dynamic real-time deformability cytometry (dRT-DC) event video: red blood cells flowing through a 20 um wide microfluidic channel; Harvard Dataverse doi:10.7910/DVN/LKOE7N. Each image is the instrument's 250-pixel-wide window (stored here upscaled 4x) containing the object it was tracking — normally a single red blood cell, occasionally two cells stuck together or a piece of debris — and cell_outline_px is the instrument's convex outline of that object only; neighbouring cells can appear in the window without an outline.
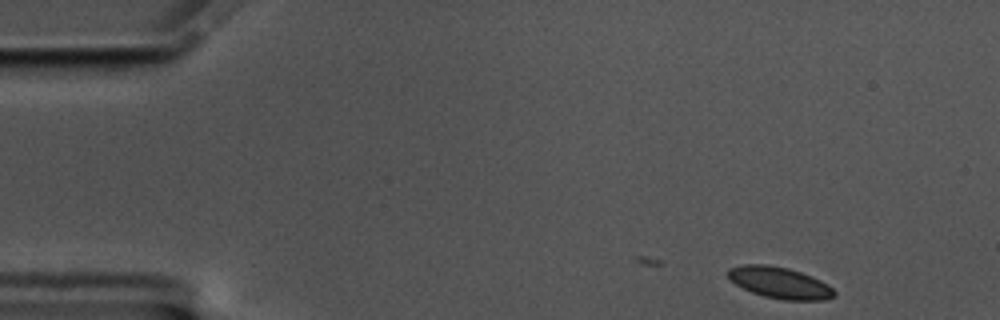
{"species": "common noctule bat (a hibernating species)", "species_latin": "Nyctalus noctula", "temperature_condition": "cold", "stored_images_in_passage": 53, "camera_frame_rate_fps": 3000, "um_per_image_px": 0.085, "animal": {"sex": "male", "body_mass_g": 17.5, "forearm_length_mm": 52.3}, "frame": {"image": 1, "passage_image": 1, "time_ms": 0.0, "image_size_px": [1000, 320], "cell_outline_px": [[836, 296], [824, 300], [784, 300], [764, 296], [752, 292], [736, 284], [728, 276], [728, 268], [744, 264], [764, 264], [788, 268], [812, 276], [828, 284], [836, 292]], "centroid_in_image_um": [66.31, 24.03], "position_along_channel_um": 18.7, "area_um2": 19.36}}
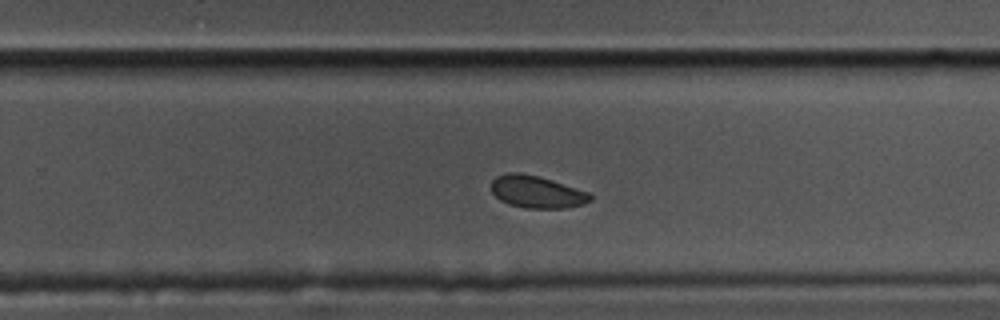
{"frame": {"image": 2, "passage_image": 32, "time_ms": 10.333, "image_size_px": [1000, 320], "cell_outline_px": [[592, 200], [584, 204], [564, 208], [524, 208], [508, 204], [500, 200], [492, 192], [492, 180], [496, 176], [508, 172], [520, 172], [552, 180], [588, 192], [592, 196]], "centroid_in_image_um": [45.61, 16.31], "position_along_channel_um": 284.2, "area_um2": 18.55}}
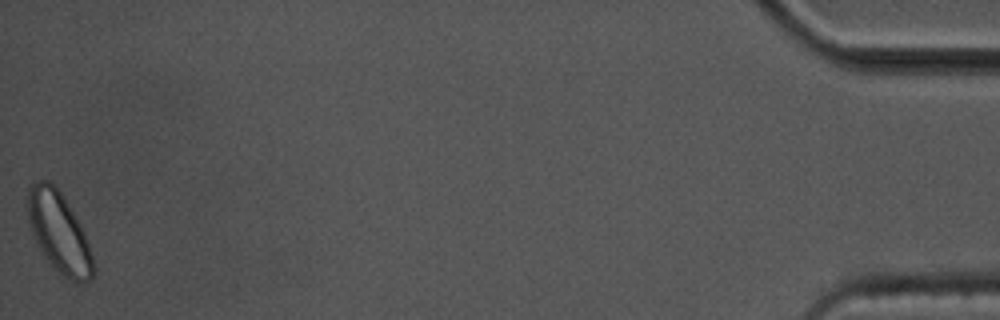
{"frame": {"image": 3, "passage_image": 53, "time_ms": 17.333, "image_size_px": [1000, 320], "cell_outline_px": [[96, 268], [92, 280], [76, 284], [64, 276], [44, 256], [28, 224], [24, 200], [28, 184], [36, 180], [48, 180], [56, 184], [64, 196], [80, 224], [84, 232]], "centroid_in_image_um": [4.97, 19.68], "position_along_channel_um": 430.2, "area_um2": 31.39}, "authors_computed_cell_mechanics": {"area_um2": 19.4208, "velocity_mm_per_s": 3.4665, "shape_relaxation_time_tau1_ms": 4.9037, "shape_relaxation_time_tau2_ms": null, "deformation_change_tau1": 0.0813, "deformation_change_tau2": null}}